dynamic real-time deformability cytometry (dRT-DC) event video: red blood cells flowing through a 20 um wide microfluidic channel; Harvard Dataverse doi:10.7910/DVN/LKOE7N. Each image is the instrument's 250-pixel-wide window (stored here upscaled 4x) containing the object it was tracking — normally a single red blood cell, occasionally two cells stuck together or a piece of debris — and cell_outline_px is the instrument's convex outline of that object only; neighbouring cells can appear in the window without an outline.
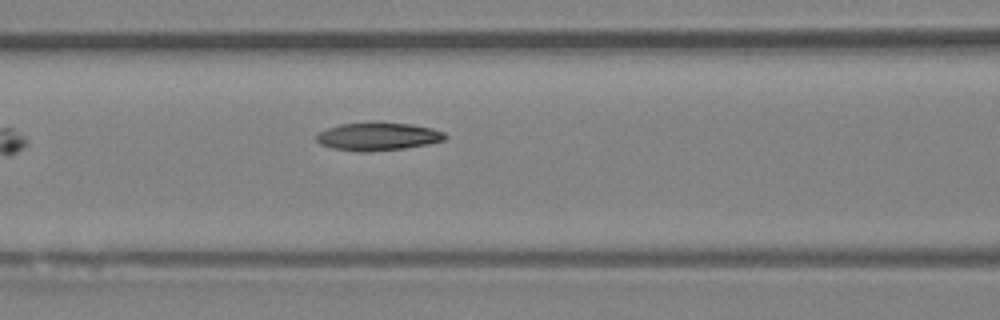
{"species": "Egyptian fruit bat (a non-hibernating species)", "species_latin": "Rousettus aegyptiacus", "temperature_condition": "room temperature", "stored_images_in_passage": 8, "segment_of_instrument_passage": [1, 2], "camera_frame_rate_fps": 3000, "um_per_image_px": 0.085, "animal": {"sex": "female"}, "frame": {"image": 1, "passage_image": 7, "time_ms": 8.0, "image_size_px": [1000, 320], "cell_outline_px": [[448, 136], [444, 140], [428, 144], [404, 148], [368, 152], [356, 152], [332, 148], [320, 144], [316, 140], [316, 136], [320, 132], [328, 128], [340, 124], [372, 120], [376, 120], [412, 124], [432, 128], [444, 132]], "centroid_in_image_um": [32.12, 11.57], "position_along_channel_um": 134.5, "area_um2": 21.62}}